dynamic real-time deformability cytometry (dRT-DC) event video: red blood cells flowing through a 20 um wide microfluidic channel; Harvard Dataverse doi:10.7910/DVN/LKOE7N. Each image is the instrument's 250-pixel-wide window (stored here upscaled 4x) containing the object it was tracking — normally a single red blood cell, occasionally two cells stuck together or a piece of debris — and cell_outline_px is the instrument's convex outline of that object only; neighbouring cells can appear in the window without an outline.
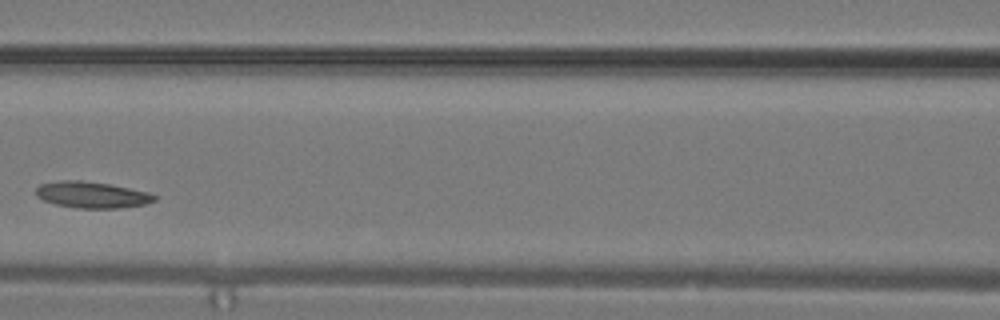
{"species": "common noctule bat (a hibernating species)", "species_latin": "Nyctalus noctula", "temperature_condition": "warm", "stored_images_in_passage": 9, "camera_frame_rate_fps": 3000, "um_per_image_px": 0.085, "animal": {"sex": "male", "body_mass_g": 19.2, "forearm_length_mm": 51.8}, "frame": {"image": 1, "passage_image": 8, "time_ms": 2.333, "image_size_px": [1000, 320], "cell_outline_px": [[156, 200], [144, 204], [116, 208], [76, 208], [56, 204], [44, 200], [36, 196], [36, 188], [40, 184], [56, 180], [80, 180], [108, 184], [148, 192], [156, 196]], "centroid_in_image_um": [7.76, 16.55], "position_along_channel_um": 158.8, "area_um2": 18.03}}